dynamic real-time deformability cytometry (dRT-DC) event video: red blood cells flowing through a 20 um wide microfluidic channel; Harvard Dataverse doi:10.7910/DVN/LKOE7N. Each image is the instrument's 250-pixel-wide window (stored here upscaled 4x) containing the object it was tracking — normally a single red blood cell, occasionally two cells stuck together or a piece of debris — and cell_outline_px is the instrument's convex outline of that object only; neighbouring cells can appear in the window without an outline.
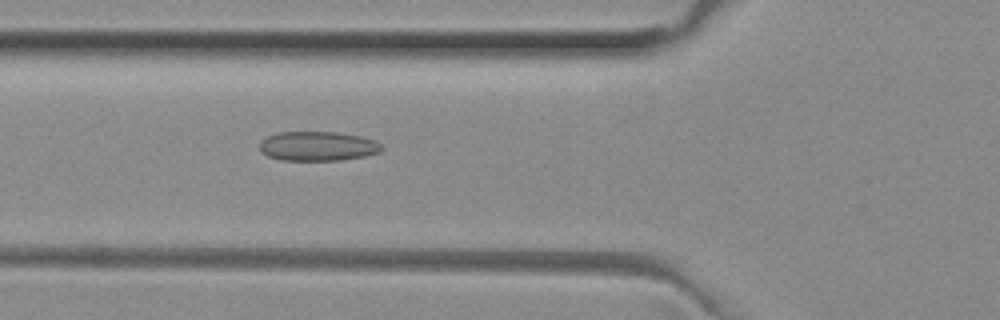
{"species": "common noctule bat (a hibernating species)", "species_latin": "Nyctalus noctula", "temperature_condition": "room temperature", "stored_images_in_passage": 31, "camera_frame_rate_fps": 3000, "um_per_image_px": 0.085, "animal": {"sex": "female", "body_mass_g": 29.2, "forearm_length_mm": 56.3}, "frame": {"image": 1, "passage_image": 3, "time_ms": 0.667, "image_size_px": [1000, 320], "cell_outline_px": [[384, 148], [380, 152], [364, 156], [340, 160], [280, 160], [268, 156], [260, 152], [260, 140], [276, 132], [340, 132], [360, 136], [372, 140], [380, 144]], "centroid_in_image_um": [26.98, 12.42], "position_along_channel_um": 98.8, "area_um2": 20.98}}
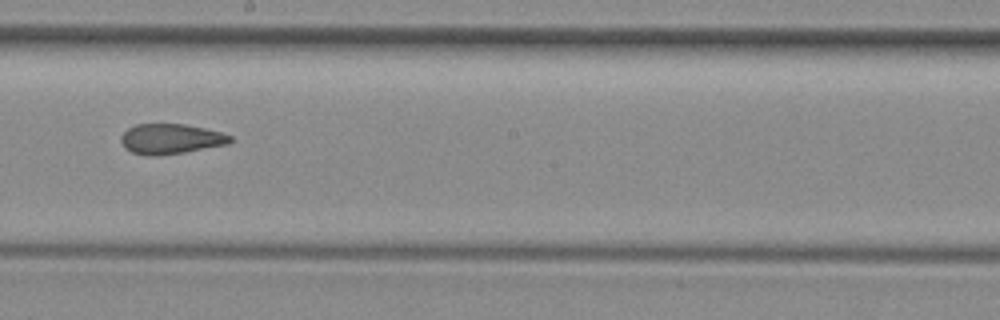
{"frame": {"image": 2, "passage_image": 13, "time_ms": 4.0, "image_size_px": [1000, 320], "cell_outline_px": [[232, 140], [228, 144], [184, 152], [156, 156], [148, 156], [132, 152], [124, 148], [120, 140], [120, 136], [128, 128], [136, 124], [184, 124], [204, 128], [220, 132], [232, 136]], "centroid_in_image_um": [14.48, 11.81], "position_along_channel_um": 233.7, "area_um2": 19.19}}
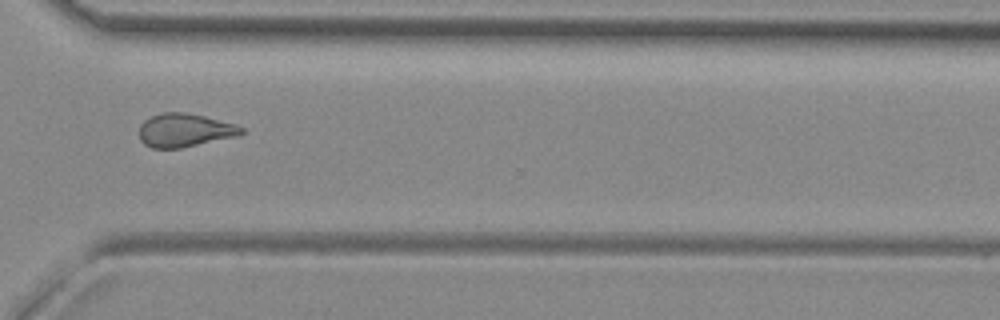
{"frame": {"image": 3, "passage_image": 22, "time_ms": 7.0, "image_size_px": [1000, 320], "cell_outline_px": [[244, 132], [236, 136], [180, 148], [152, 148], [144, 144], [140, 140], [140, 124], [144, 120], [160, 112], [184, 112], [204, 116], [236, 124], [244, 128]], "centroid_in_image_um": [15.68, 11.06], "position_along_channel_um": 354.9, "area_um2": 19.83}}